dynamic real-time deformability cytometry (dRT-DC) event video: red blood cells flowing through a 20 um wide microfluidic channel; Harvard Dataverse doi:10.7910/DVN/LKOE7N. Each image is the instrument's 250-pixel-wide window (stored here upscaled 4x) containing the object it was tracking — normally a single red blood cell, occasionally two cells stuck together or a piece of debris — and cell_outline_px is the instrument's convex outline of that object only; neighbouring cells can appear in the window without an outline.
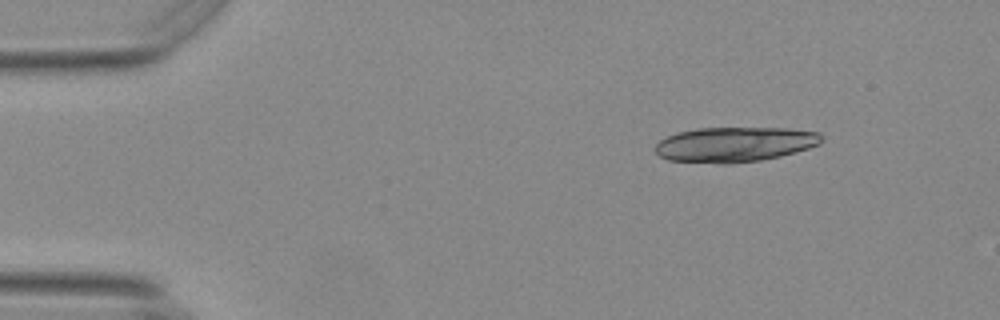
{"species": "Egyptian fruit bat (a non-hibernating species)", "species_latin": "Rousettus aegyptiacus", "temperature_condition": "warm", "stored_images_in_passage": 16, "camera_frame_rate_fps": 3000, "um_per_image_px": 0.085, "animal": {"sex": "female"}, "frame": {"image": 1, "passage_image": 1, "time_ms": 0.0, "image_size_px": [1000, 320], "cell_outline_px": [[824, 136], [820, 144], [808, 148], [780, 156], [760, 160], [728, 164], [724, 164], [668, 160], [660, 156], [656, 152], [656, 144], [660, 140], [668, 136], [680, 132], [696, 128], [784, 128], [820, 132]], "centroid_in_image_um": [62.47, 12.27], "position_along_channel_um": 22.5, "area_um2": 33.81}}